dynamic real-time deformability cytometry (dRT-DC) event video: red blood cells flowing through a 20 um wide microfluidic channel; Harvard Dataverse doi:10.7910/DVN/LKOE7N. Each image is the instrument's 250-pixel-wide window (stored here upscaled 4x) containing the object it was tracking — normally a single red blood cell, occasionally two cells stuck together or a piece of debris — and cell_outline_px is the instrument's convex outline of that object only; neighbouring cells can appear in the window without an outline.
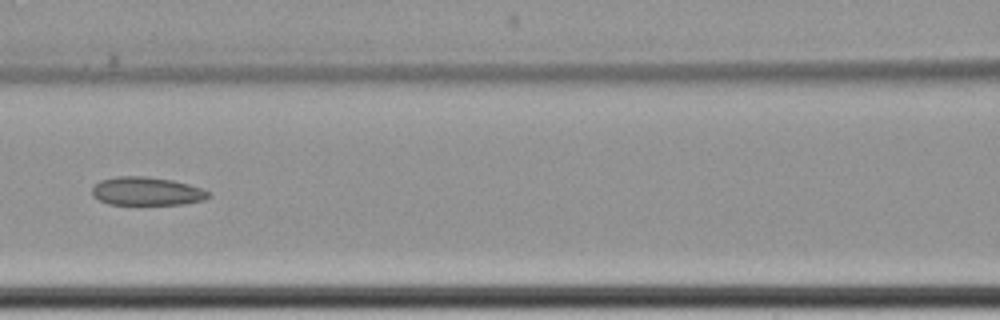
{"species": "common noctule bat (a hibernating species)", "species_latin": "Nyctalus noctula", "temperature_condition": "cold", "stored_images_in_passage": 9, "camera_frame_rate_fps": 3000, "um_per_image_px": 0.085, "animal": {"sex": "female", "body_mass_g": 22.7, "forearm_length_mm": 54.2}, "frame": {"image": 1, "passage_image": 6, "time_ms": 6.0, "image_size_px": [1000, 320], "cell_outline_px": [[212, 196], [204, 200], [184, 204], [108, 204], [92, 196], [92, 188], [100, 180], [116, 176], [148, 176], [172, 180], [188, 184], [200, 188], [208, 192]], "centroid_in_image_um": [12.46, 16.25], "position_along_channel_um": 154.1, "area_um2": 19.25}}
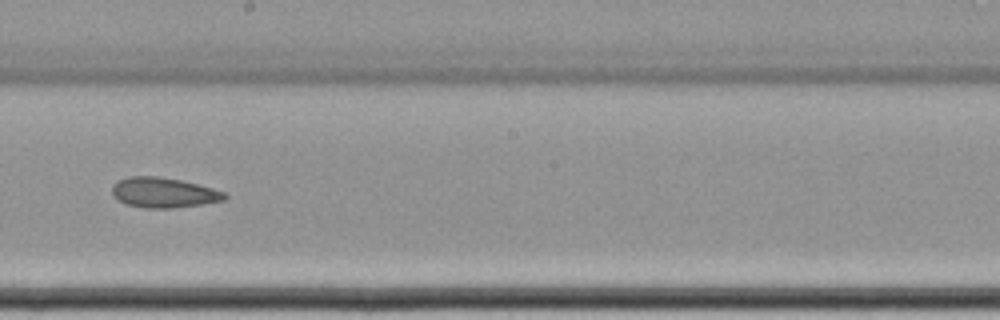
{"frame": {"image": 2, "passage_image": 8, "time_ms": 8.333, "image_size_px": [1000, 320], "cell_outline_px": [[228, 196], [224, 200], [204, 204], [172, 208], [144, 208], [128, 204], [116, 200], [112, 192], [112, 184], [116, 180], [128, 176], [156, 176], [180, 180], [212, 188], [224, 192]], "centroid_in_image_um": [13.87, 16.37], "position_along_channel_um": 234.3, "area_um2": 19.83}}
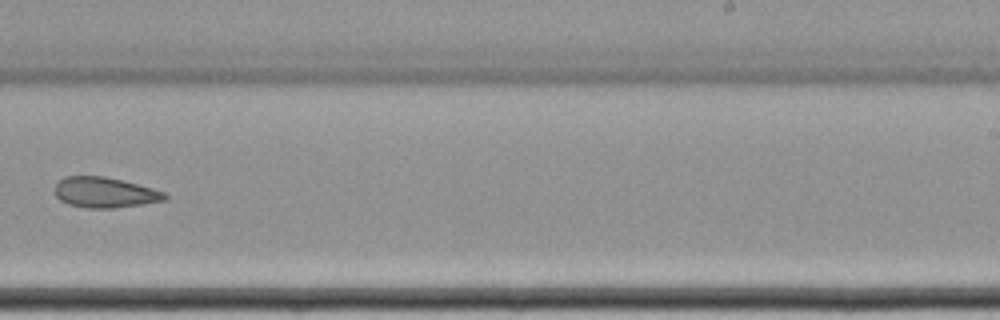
{"frame": {"image": 3, "passage_image": 9, "time_ms": 9.667, "image_size_px": [1000, 320], "cell_outline_px": [[168, 196], [164, 200], [116, 208], [88, 208], [68, 204], [60, 200], [56, 196], [56, 184], [64, 176], [104, 176], [168, 192]], "centroid_in_image_um": [8.91, 16.36], "position_along_channel_um": 280.1, "area_um2": 19.36}}